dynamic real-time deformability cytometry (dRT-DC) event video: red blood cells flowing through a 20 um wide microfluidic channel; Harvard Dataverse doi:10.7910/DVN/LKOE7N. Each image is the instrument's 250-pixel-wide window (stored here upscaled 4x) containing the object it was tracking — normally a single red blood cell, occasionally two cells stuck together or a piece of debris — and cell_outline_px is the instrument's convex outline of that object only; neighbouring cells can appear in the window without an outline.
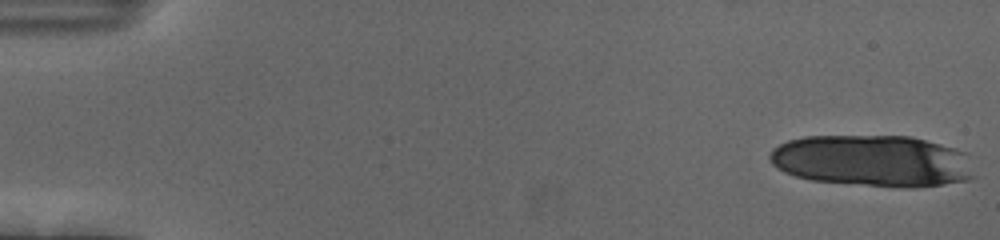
{"species": "human", "species_latin": "Homo sapiens", "temperature_condition": "cold", "stored_images_in_passage": 16, "camera_frame_rate_fps": 3000, "um_per_image_px": 0.085, "donor": {"sex": "female"}, "frame": {"image": 1, "passage_image": 1, "time_ms": 0.0, "image_size_px": [1000, 240], "cell_outline_px": [[976, 176], [968, 180], [944, 184], [916, 188], [908, 188], [812, 180], [796, 176], [784, 172], [776, 168], [772, 164], [768, 156], [772, 148], [788, 140], [804, 136], [912, 136], [956, 148], [968, 152]], "centroid_in_image_um": [74.22, 13.66], "position_along_channel_um": 10.8, "area_um2": 62.14}}